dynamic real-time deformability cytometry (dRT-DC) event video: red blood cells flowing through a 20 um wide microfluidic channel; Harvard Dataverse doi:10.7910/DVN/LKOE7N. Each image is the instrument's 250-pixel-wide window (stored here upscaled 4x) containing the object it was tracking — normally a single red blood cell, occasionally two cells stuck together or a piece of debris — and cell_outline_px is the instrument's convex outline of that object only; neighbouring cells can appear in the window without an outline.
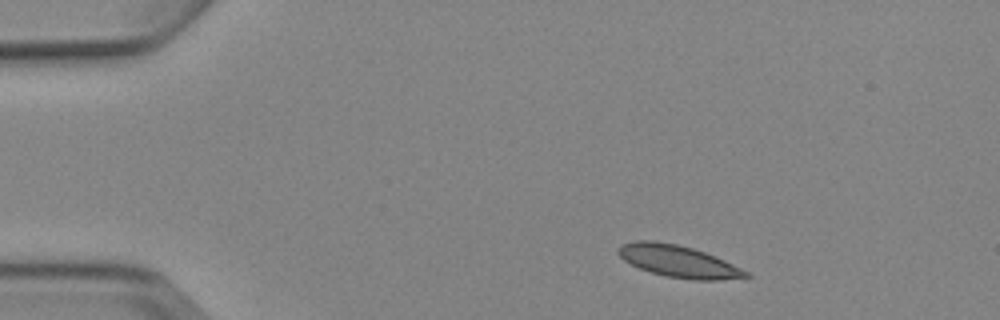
{"species": "Egyptian fruit bat (a non-hibernating species)", "species_latin": "Rousettus aegyptiacus", "temperature_condition": "cold", "stored_images_in_passage": 3, "camera_frame_rate_fps": 3000, "um_per_image_px": 0.085, "animal": {"sex": "female"}, "frame": {"image": 1, "passage_image": 1, "time_ms": 0.0, "image_size_px": [1000, 320], "cell_outline_px": [[752, 276], [720, 280], [696, 280], [668, 276], [652, 272], [640, 268], [624, 260], [616, 252], [616, 248], [620, 244], [636, 240], [652, 240], [676, 244], [692, 248], [716, 256], [748, 272]], "centroid_in_image_um": [57.63, 22.19], "position_along_channel_um": 27.4, "area_um2": 23.58}}